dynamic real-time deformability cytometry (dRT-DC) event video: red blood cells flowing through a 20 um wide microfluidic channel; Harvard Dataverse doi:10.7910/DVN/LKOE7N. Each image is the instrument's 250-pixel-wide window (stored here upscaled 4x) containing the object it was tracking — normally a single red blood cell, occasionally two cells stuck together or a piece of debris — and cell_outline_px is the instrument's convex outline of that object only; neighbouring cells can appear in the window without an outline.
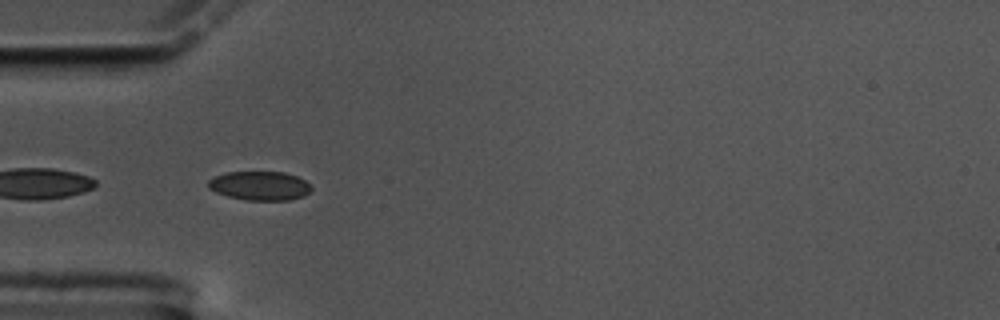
{"species": "common noctule bat (a hibernating species)", "species_latin": "Nyctalus noctula", "temperature_condition": "cold", "stored_images_in_passage": 12, "camera_frame_rate_fps": 3000, "um_per_image_px": 0.085, "animal": {"sex": "male", "body_mass_g": 17.5, "forearm_length_mm": 52.3}, "frame": {"image": 1, "passage_image": 3, "time_ms": 0.667, "image_size_px": [1000, 320], "cell_outline_px": [[312, 188], [304, 196], [288, 200], [244, 200], [228, 196], [216, 192], [208, 188], [208, 180], [224, 172], [284, 172], [296, 176], [304, 180]], "centroid_in_image_um": [22.06, 15.79], "position_along_channel_um": 62.9, "area_um2": 17.34}}